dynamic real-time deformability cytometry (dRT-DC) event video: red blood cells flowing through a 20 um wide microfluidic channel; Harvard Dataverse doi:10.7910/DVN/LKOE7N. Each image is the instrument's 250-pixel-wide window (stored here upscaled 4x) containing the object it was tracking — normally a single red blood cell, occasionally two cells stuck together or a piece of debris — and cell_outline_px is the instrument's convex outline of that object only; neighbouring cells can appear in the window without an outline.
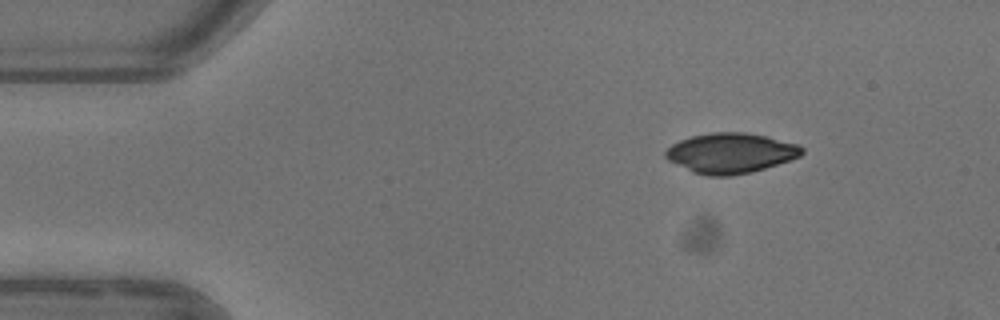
{"species": "common noctule bat (a hibernating species)", "species_latin": "Nyctalus noctula", "temperature_condition": "warm", "stored_images_in_passage": 3, "camera_frame_rate_fps": 3000, "um_per_image_px": 0.085, "animal": {"sex": "female"}, "frame": {"image": 1, "passage_image": 1, "time_ms": 0.0, "image_size_px": [1000, 320], "cell_outline_px": [[804, 152], [800, 156], [752, 172], [732, 176], [708, 176], [692, 172], [668, 160], [664, 156], [664, 152], [672, 144], [680, 140], [692, 136], [712, 132], [744, 132], [764, 136], [796, 144], [804, 148]], "centroid_in_image_um": [62.06, 13.02], "position_along_channel_um": 22.9, "area_um2": 31.67}}